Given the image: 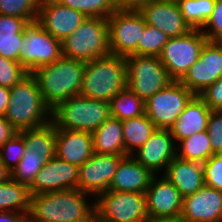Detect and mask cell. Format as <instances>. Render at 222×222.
I'll use <instances>...</instances> for the list:
<instances>
[{"instance_id": "cell-1", "label": "cell", "mask_w": 222, "mask_h": 222, "mask_svg": "<svg viewBox=\"0 0 222 222\" xmlns=\"http://www.w3.org/2000/svg\"><path fill=\"white\" fill-rule=\"evenodd\" d=\"M86 62L62 56L52 64L31 72L45 104L55 109L61 102L80 94Z\"/></svg>"}, {"instance_id": "cell-2", "label": "cell", "mask_w": 222, "mask_h": 222, "mask_svg": "<svg viewBox=\"0 0 222 222\" xmlns=\"http://www.w3.org/2000/svg\"><path fill=\"white\" fill-rule=\"evenodd\" d=\"M88 193L80 189H65L30 195L28 222H55L86 217L93 209Z\"/></svg>"}, {"instance_id": "cell-3", "label": "cell", "mask_w": 222, "mask_h": 222, "mask_svg": "<svg viewBox=\"0 0 222 222\" xmlns=\"http://www.w3.org/2000/svg\"><path fill=\"white\" fill-rule=\"evenodd\" d=\"M127 88V66L123 56L108 54L86 62L80 96L109 102Z\"/></svg>"}, {"instance_id": "cell-4", "label": "cell", "mask_w": 222, "mask_h": 222, "mask_svg": "<svg viewBox=\"0 0 222 222\" xmlns=\"http://www.w3.org/2000/svg\"><path fill=\"white\" fill-rule=\"evenodd\" d=\"M4 117L17 131L38 128L52 120V110L45 104L31 73L10 88V101Z\"/></svg>"}, {"instance_id": "cell-5", "label": "cell", "mask_w": 222, "mask_h": 222, "mask_svg": "<svg viewBox=\"0 0 222 222\" xmlns=\"http://www.w3.org/2000/svg\"><path fill=\"white\" fill-rule=\"evenodd\" d=\"M110 116L109 102L80 95L61 102L52 110V121L58 128L90 133Z\"/></svg>"}, {"instance_id": "cell-6", "label": "cell", "mask_w": 222, "mask_h": 222, "mask_svg": "<svg viewBox=\"0 0 222 222\" xmlns=\"http://www.w3.org/2000/svg\"><path fill=\"white\" fill-rule=\"evenodd\" d=\"M61 45L63 56L83 62L110 54L107 18L86 17Z\"/></svg>"}, {"instance_id": "cell-7", "label": "cell", "mask_w": 222, "mask_h": 222, "mask_svg": "<svg viewBox=\"0 0 222 222\" xmlns=\"http://www.w3.org/2000/svg\"><path fill=\"white\" fill-rule=\"evenodd\" d=\"M95 198L99 222H145L149 218L145 193L108 190Z\"/></svg>"}, {"instance_id": "cell-8", "label": "cell", "mask_w": 222, "mask_h": 222, "mask_svg": "<svg viewBox=\"0 0 222 222\" xmlns=\"http://www.w3.org/2000/svg\"><path fill=\"white\" fill-rule=\"evenodd\" d=\"M124 58L127 88L144 102L173 81L159 57L128 55Z\"/></svg>"}, {"instance_id": "cell-9", "label": "cell", "mask_w": 222, "mask_h": 222, "mask_svg": "<svg viewBox=\"0 0 222 222\" xmlns=\"http://www.w3.org/2000/svg\"><path fill=\"white\" fill-rule=\"evenodd\" d=\"M208 39L201 29H192L180 37H170L163 46L159 59L172 80L180 81L195 64Z\"/></svg>"}, {"instance_id": "cell-10", "label": "cell", "mask_w": 222, "mask_h": 222, "mask_svg": "<svg viewBox=\"0 0 222 222\" xmlns=\"http://www.w3.org/2000/svg\"><path fill=\"white\" fill-rule=\"evenodd\" d=\"M23 33L19 63L28 73L52 64L63 56L61 41L44 30L37 21L29 22Z\"/></svg>"}, {"instance_id": "cell-11", "label": "cell", "mask_w": 222, "mask_h": 222, "mask_svg": "<svg viewBox=\"0 0 222 222\" xmlns=\"http://www.w3.org/2000/svg\"><path fill=\"white\" fill-rule=\"evenodd\" d=\"M195 95L173 80L145 102V115L157 129H170Z\"/></svg>"}, {"instance_id": "cell-12", "label": "cell", "mask_w": 222, "mask_h": 222, "mask_svg": "<svg viewBox=\"0 0 222 222\" xmlns=\"http://www.w3.org/2000/svg\"><path fill=\"white\" fill-rule=\"evenodd\" d=\"M107 21L110 53L123 57L131 55L147 25L143 16L139 11L115 10Z\"/></svg>"}, {"instance_id": "cell-13", "label": "cell", "mask_w": 222, "mask_h": 222, "mask_svg": "<svg viewBox=\"0 0 222 222\" xmlns=\"http://www.w3.org/2000/svg\"><path fill=\"white\" fill-rule=\"evenodd\" d=\"M222 77V43L207 41L199 58L180 82L199 96L208 86Z\"/></svg>"}, {"instance_id": "cell-14", "label": "cell", "mask_w": 222, "mask_h": 222, "mask_svg": "<svg viewBox=\"0 0 222 222\" xmlns=\"http://www.w3.org/2000/svg\"><path fill=\"white\" fill-rule=\"evenodd\" d=\"M124 157L123 155L93 153L79 166L78 189L93 197L108 191L113 175Z\"/></svg>"}, {"instance_id": "cell-15", "label": "cell", "mask_w": 222, "mask_h": 222, "mask_svg": "<svg viewBox=\"0 0 222 222\" xmlns=\"http://www.w3.org/2000/svg\"><path fill=\"white\" fill-rule=\"evenodd\" d=\"M79 167L54 156L35 175L30 195L78 188Z\"/></svg>"}, {"instance_id": "cell-16", "label": "cell", "mask_w": 222, "mask_h": 222, "mask_svg": "<svg viewBox=\"0 0 222 222\" xmlns=\"http://www.w3.org/2000/svg\"><path fill=\"white\" fill-rule=\"evenodd\" d=\"M147 25L170 37H180L192 30L184 20L176 0H150L140 10Z\"/></svg>"}, {"instance_id": "cell-17", "label": "cell", "mask_w": 222, "mask_h": 222, "mask_svg": "<svg viewBox=\"0 0 222 222\" xmlns=\"http://www.w3.org/2000/svg\"><path fill=\"white\" fill-rule=\"evenodd\" d=\"M145 194L149 218H180L183 196L164 176L155 175Z\"/></svg>"}, {"instance_id": "cell-18", "label": "cell", "mask_w": 222, "mask_h": 222, "mask_svg": "<svg viewBox=\"0 0 222 222\" xmlns=\"http://www.w3.org/2000/svg\"><path fill=\"white\" fill-rule=\"evenodd\" d=\"M86 16L71 7L51 1H40L37 22L59 41L71 35Z\"/></svg>"}, {"instance_id": "cell-19", "label": "cell", "mask_w": 222, "mask_h": 222, "mask_svg": "<svg viewBox=\"0 0 222 222\" xmlns=\"http://www.w3.org/2000/svg\"><path fill=\"white\" fill-rule=\"evenodd\" d=\"M183 222H222V191L204 185L183 197Z\"/></svg>"}, {"instance_id": "cell-20", "label": "cell", "mask_w": 222, "mask_h": 222, "mask_svg": "<svg viewBox=\"0 0 222 222\" xmlns=\"http://www.w3.org/2000/svg\"><path fill=\"white\" fill-rule=\"evenodd\" d=\"M174 142L170 129H156L132 157L154 175L163 168L165 172L167 165L176 157Z\"/></svg>"}, {"instance_id": "cell-21", "label": "cell", "mask_w": 222, "mask_h": 222, "mask_svg": "<svg viewBox=\"0 0 222 222\" xmlns=\"http://www.w3.org/2000/svg\"><path fill=\"white\" fill-rule=\"evenodd\" d=\"M55 148L56 157L79 167L94 153L92 133L56 126Z\"/></svg>"}, {"instance_id": "cell-22", "label": "cell", "mask_w": 222, "mask_h": 222, "mask_svg": "<svg viewBox=\"0 0 222 222\" xmlns=\"http://www.w3.org/2000/svg\"><path fill=\"white\" fill-rule=\"evenodd\" d=\"M155 175L137 162L132 155L125 156L113 175L108 190L146 193Z\"/></svg>"}, {"instance_id": "cell-23", "label": "cell", "mask_w": 222, "mask_h": 222, "mask_svg": "<svg viewBox=\"0 0 222 222\" xmlns=\"http://www.w3.org/2000/svg\"><path fill=\"white\" fill-rule=\"evenodd\" d=\"M163 176L171 182L183 197L193 194L205 185L203 163L175 157L166 167Z\"/></svg>"}, {"instance_id": "cell-24", "label": "cell", "mask_w": 222, "mask_h": 222, "mask_svg": "<svg viewBox=\"0 0 222 222\" xmlns=\"http://www.w3.org/2000/svg\"><path fill=\"white\" fill-rule=\"evenodd\" d=\"M211 111L206 103L195 95L170 128L175 144L194 133L206 131Z\"/></svg>"}, {"instance_id": "cell-25", "label": "cell", "mask_w": 222, "mask_h": 222, "mask_svg": "<svg viewBox=\"0 0 222 222\" xmlns=\"http://www.w3.org/2000/svg\"><path fill=\"white\" fill-rule=\"evenodd\" d=\"M92 136L94 153L128 156L125 153L121 120L110 116L92 133Z\"/></svg>"}, {"instance_id": "cell-26", "label": "cell", "mask_w": 222, "mask_h": 222, "mask_svg": "<svg viewBox=\"0 0 222 222\" xmlns=\"http://www.w3.org/2000/svg\"><path fill=\"white\" fill-rule=\"evenodd\" d=\"M28 23L25 18L0 14V56L19 62L23 30Z\"/></svg>"}, {"instance_id": "cell-27", "label": "cell", "mask_w": 222, "mask_h": 222, "mask_svg": "<svg viewBox=\"0 0 222 222\" xmlns=\"http://www.w3.org/2000/svg\"><path fill=\"white\" fill-rule=\"evenodd\" d=\"M125 153L132 155L137 151L157 129L144 114L122 121Z\"/></svg>"}, {"instance_id": "cell-28", "label": "cell", "mask_w": 222, "mask_h": 222, "mask_svg": "<svg viewBox=\"0 0 222 222\" xmlns=\"http://www.w3.org/2000/svg\"><path fill=\"white\" fill-rule=\"evenodd\" d=\"M23 137L26 149L37 154H46L50 159L55 156L56 125L51 120L47 124L18 131Z\"/></svg>"}, {"instance_id": "cell-29", "label": "cell", "mask_w": 222, "mask_h": 222, "mask_svg": "<svg viewBox=\"0 0 222 222\" xmlns=\"http://www.w3.org/2000/svg\"><path fill=\"white\" fill-rule=\"evenodd\" d=\"M30 193L26 185L9 178L0 183V211L29 212Z\"/></svg>"}, {"instance_id": "cell-30", "label": "cell", "mask_w": 222, "mask_h": 222, "mask_svg": "<svg viewBox=\"0 0 222 222\" xmlns=\"http://www.w3.org/2000/svg\"><path fill=\"white\" fill-rule=\"evenodd\" d=\"M176 151L179 152H176V157L182 160L202 163L213 155L207 131L194 133L190 137L179 141Z\"/></svg>"}, {"instance_id": "cell-31", "label": "cell", "mask_w": 222, "mask_h": 222, "mask_svg": "<svg viewBox=\"0 0 222 222\" xmlns=\"http://www.w3.org/2000/svg\"><path fill=\"white\" fill-rule=\"evenodd\" d=\"M111 117L121 121L145 114V102L129 88H125L110 101Z\"/></svg>"}, {"instance_id": "cell-32", "label": "cell", "mask_w": 222, "mask_h": 222, "mask_svg": "<svg viewBox=\"0 0 222 222\" xmlns=\"http://www.w3.org/2000/svg\"><path fill=\"white\" fill-rule=\"evenodd\" d=\"M49 160L46 154H37L26 149L19 164L10 171V178L29 187L35 175Z\"/></svg>"}, {"instance_id": "cell-33", "label": "cell", "mask_w": 222, "mask_h": 222, "mask_svg": "<svg viewBox=\"0 0 222 222\" xmlns=\"http://www.w3.org/2000/svg\"><path fill=\"white\" fill-rule=\"evenodd\" d=\"M184 20L192 29H202L214 10L216 0H176Z\"/></svg>"}, {"instance_id": "cell-34", "label": "cell", "mask_w": 222, "mask_h": 222, "mask_svg": "<svg viewBox=\"0 0 222 222\" xmlns=\"http://www.w3.org/2000/svg\"><path fill=\"white\" fill-rule=\"evenodd\" d=\"M169 37L158 28L146 25L137 49L131 55L159 57Z\"/></svg>"}, {"instance_id": "cell-35", "label": "cell", "mask_w": 222, "mask_h": 222, "mask_svg": "<svg viewBox=\"0 0 222 222\" xmlns=\"http://www.w3.org/2000/svg\"><path fill=\"white\" fill-rule=\"evenodd\" d=\"M60 3L80 11L86 17L108 18L115 11L113 0H62Z\"/></svg>"}, {"instance_id": "cell-36", "label": "cell", "mask_w": 222, "mask_h": 222, "mask_svg": "<svg viewBox=\"0 0 222 222\" xmlns=\"http://www.w3.org/2000/svg\"><path fill=\"white\" fill-rule=\"evenodd\" d=\"M40 0H0V14L37 20Z\"/></svg>"}, {"instance_id": "cell-37", "label": "cell", "mask_w": 222, "mask_h": 222, "mask_svg": "<svg viewBox=\"0 0 222 222\" xmlns=\"http://www.w3.org/2000/svg\"><path fill=\"white\" fill-rule=\"evenodd\" d=\"M26 150L23 137L17 132L0 147V158L6 168L11 171L16 167ZM13 160V161H12ZM15 161V162H14Z\"/></svg>"}, {"instance_id": "cell-38", "label": "cell", "mask_w": 222, "mask_h": 222, "mask_svg": "<svg viewBox=\"0 0 222 222\" xmlns=\"http://www.w3.org/2000/svg\"><path fill=\"white\" fill-rule=\"evenodd\" d=\"M28 74L19 62L0 56V86L11 88Z\"/></svg>"}, {"instance_id": "cell-39", "label": "cell", "mask_w": 222, "mask_h": 222, "mask_svg": "<svg viewBox=\"0 0 222 222\" xmlns=\"http://www.w3.org/2000/svg\"><path fill=\"white\" fill-rule=\"evenodd\" d=\"M205 185L222 191V154H213L203 163Z\"/></svg>"}, {"instance_id": "cell-40", "label": "cell", "mask_w": 222, "mask_h": 222, "mask_svg": "<svg viewBox=\"0 0 222 222\" xmlns=\"http://www.w3.org/2000/svg\"><path fill=\"white\" fill-rule=\"evenodd\" d=\"M201 31L208 41L222 43V0H216L212 15Z\"/></svg>"}, {"instance_id": "cell-41", "label": "cell", "mask_w": 222, "mask_h": 222, "mask_svg": "<svg viewBox=\"0 0 222 222\" xmlns=\"http://www.w3.org/2000/svg\"><path fill=\"white\" fill-rule=\"evenodd\" d=\"M213 154H222V110H212L206 129Z\"/></svg>"}, {"instance_id": "cell-42", "label": "cell", "mask_w": 222, "mask_h": 222, "mask_svg": "<svg viewBox=\"0 0 222 222\" xmlns=\"http://www.w3.org/2000/svg\"><path fill=\"white\" fill-rule=\"evenodd\" d=\"M199 97L211 110H222V77L208 86Z\"/></svg>"}, {"instance_id": "cell-43", "label": "cell", "mask_w": 222, "mask_h": 222, "mask_svg": "<svg viewBox=\"0 0 222 222\" xmlns=\"http://www.w3.org/2000/svg\"><path fill=\"white\" fill-rule=\"evenodd\" d=\"M150 0H113L115 10L139 11Z\"/></svg>"}, {"instance_id": "cell-44", "label": "cell", "mask_w": 222, "mask_h": 222, "mask_svg": "<svg viewBox=\"0 0 222 222\" xmlns=\"http://www.w3.org/2000/svg\"><path fill=\"white\" fill-rule=\"evenodd\" d=\"M18 131L3 116H0V147Z\"/></svg>"}, {"instance_id": "cell-45", "label": "cell", "mask_w": 222, "mask_h": 222, "mask_svg": "<svg viewBox=\"0 0 222 222\" xmlns=\"http://www.w3.org/2000/svg\"><path fill=\"white\" fill-rule=\"evenodd\" d=\"M27 214L16 211H0V222H28Z\"/></svg>"}, {"instance_id": "cell-46", "label": "cell", "mask_w": 222, "mask_h": 222, "mask_svg": "<svg viewBox=\"0 0 222 222\" xmlns=\"http://www.w3.org/2000/svg\"><path fill=\"white\" fill-rule=\"evenodd\" d=\"M10 101V88L0 86V116H5Z\"/></svg>"}, {"instance_id": "cell-47", "label": "cell", "mask_w": 222, "mask_h": 222, "mask_svg": "<svg viewBox=\"0 0 222 222\" xmlns=\"http://www.w3.org/2000/svg\"><path fill=\"white\" fill-rule=\"evenodd\" d=\"M55 222H99L97 214L95 210L93 209L86 217L81 218V219H75V220H57Z\"/></svg>"}, {"instance_id": "cell-48", "label": "cell", "mask_w": 222, "mask_h": 222, "mask_svg": "<svg viewBox=\"0 0 222 222\" xmlns=\"http://www.w3.org/2000/svg\"><path fill=\"white\" fill-rule=\"evenodd\" d=\"M10 178V171L6 168L0 158V183L7 181Z\"/></svg>"}, {"instance_id": "cell-49", "label": "cell", "mask_w": 222, "mask_h": 222, "mask_svg": "<svg viewBox=\"0 0 222 222\" xmlns=\"http://www.w3.org/2000/svg\"><path fill=\"white\" fill-rule=\"evenodd\" d=\"M145 222H183L180 218L167 219V218H148Z\"/></svg>"}, {"instance_id": "cell-50", "label": "cell", "mask_w": 222, "mask_h": 222, "mask_svg": "<svg viewBox=\"0 0 222 222\" xmlns=\"http://www.w3.org/2000/svg\"><path fill=\"white\" fill-rule=\"evenodd\" d=\"M40 1H51V2H55V3H60L62 0H40Z\"/></svg>"}]
</instances>
